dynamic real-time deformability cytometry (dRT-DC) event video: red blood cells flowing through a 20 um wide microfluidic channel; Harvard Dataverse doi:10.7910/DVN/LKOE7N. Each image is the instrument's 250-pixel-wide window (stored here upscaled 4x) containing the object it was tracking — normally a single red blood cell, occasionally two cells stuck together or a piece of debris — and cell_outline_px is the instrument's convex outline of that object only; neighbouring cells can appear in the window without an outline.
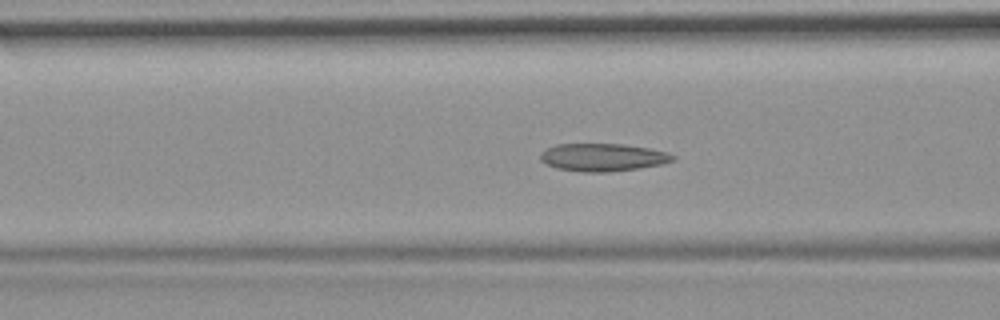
{"species": "common noctule bat (a hibernating species)", "species_latin": "Nyctalus noctula", "temperature_condition": "room temperature", "stored_images_in_passage": 51, "camera_frame_rate_fps": 3000, "um_per_image_px": 0.085, "animal": {"sex": "female", "body_mass_g": 19.9}, "frame": {"image": 1, "passage_image": 17, "time_ms": 5.333, "image_size_px": [1000, 320], "cell_outline_px": [[676, 160], [660, 164], [640, 168], [608, 172], [580, 172], [556, 168], [540, 160], [540, 152], [556, 144], [624, 144], [648, 148], [668, 152], [676, 156]], "centroid_in_image_um": [51.25, 13.37], "position_along_channel_um": 115.4, "area_um2": 21.5}}
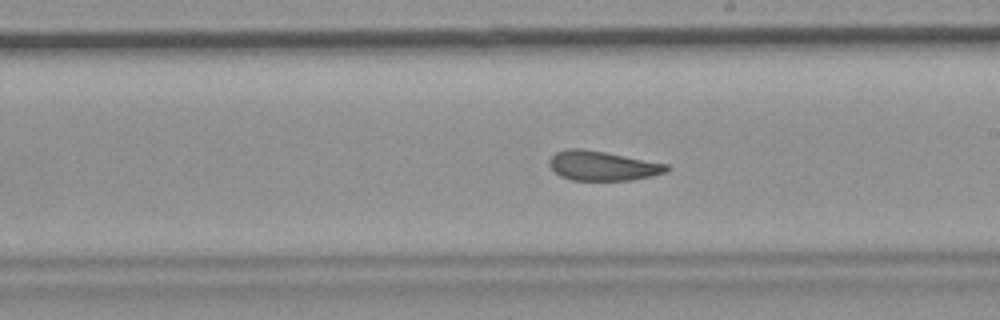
{"frame": {"image": 2, "passage_image": 27, "time_ms": 8.667, "image_size_px": [1000, 320], "cell_outline_px": [[672, 168], [664, 172], [652, 176], [632, 180], [572, 180], [560, 176], [548, 164], [548, 160], [556, 152], [568, 148], [580, 148], [604, 152], [668, 164]], "centroid_in_image_um": [51.21, 14.09], "position_along_channel_um": 237.8, "area_um2": 20.11}}
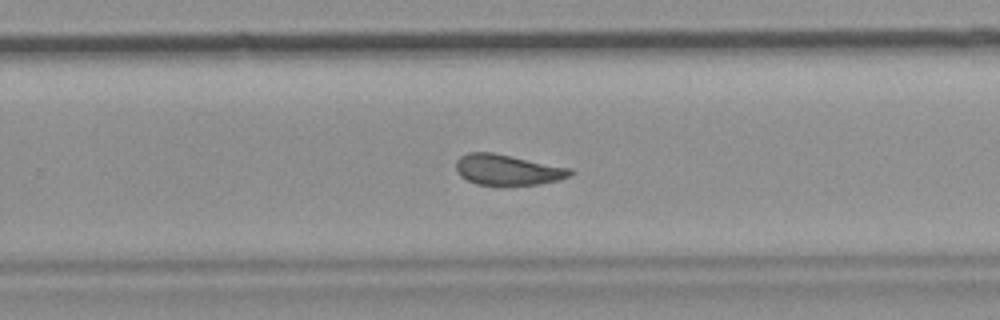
{"frame": {"image": 3, "passage_image": 31, "time_ms": 10.0, "image_size_px": [1000, 320], "cell_outline_px": [[576, 172], [572, 176], [560, 180], [540, 184], [476, 184], [460, 176], [456, 168], [456, 160], [460, 156], [468, 152], [492, 152], [572, 168]], "centroid_in_image_um": [43.19, 14.42], "position_along_channel_um": 286.6, "area_um2": 20.4}, "authors_computed_cell_mechanics": {"area_um2": 21.2704, "velocity_mm_per_s": 3.6893, "shape_relaxation_time_tau1_ms": null, "shape_relaxation_time_tau2_ms": 2.7091, "deformation_change_tau1": null, "deformation_change_tau2": 0.0912}}